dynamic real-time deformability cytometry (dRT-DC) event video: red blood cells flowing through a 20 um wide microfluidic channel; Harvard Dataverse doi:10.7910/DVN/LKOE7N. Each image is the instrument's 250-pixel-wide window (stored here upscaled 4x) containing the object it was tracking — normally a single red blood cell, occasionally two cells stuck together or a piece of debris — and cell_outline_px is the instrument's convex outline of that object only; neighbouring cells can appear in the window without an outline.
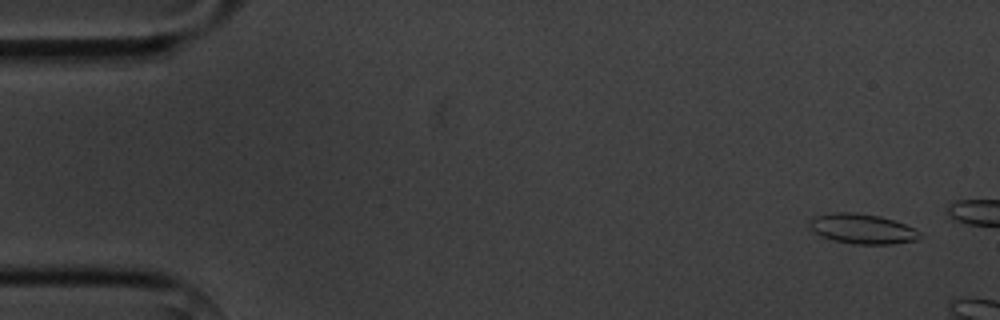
{"species": "common noctule bat (a hibernating species)", "species_latin": "Nyctalus noctula", "temperature_condition": "cold", "stored_images_in_passage": 3, "camera_frame_rate_fps": 3000, "um_per_image_px": 0.085, "animal": {"sex": "male", "body_mass_g": 20.1, "forearm_length_mm": 53.5}, "frame": {"image": 1, "passage_image": 1, "time_ms": 0.0, "image_size_px": [1000, 320], "cell_outline_px": [[920, 236], [916, 240], [892, 244], [852, 244], [832, 240], [820, 236], [812, 232], [808, 224], [808, 220], [812, 216], [836, 212], [856, 212], [880, 216], [904, 224], [920, 232]], "centroid_in_image_um": [73.2, 19.45], "position_along_channel_um": 11.8, "area_um2": 19.42}}